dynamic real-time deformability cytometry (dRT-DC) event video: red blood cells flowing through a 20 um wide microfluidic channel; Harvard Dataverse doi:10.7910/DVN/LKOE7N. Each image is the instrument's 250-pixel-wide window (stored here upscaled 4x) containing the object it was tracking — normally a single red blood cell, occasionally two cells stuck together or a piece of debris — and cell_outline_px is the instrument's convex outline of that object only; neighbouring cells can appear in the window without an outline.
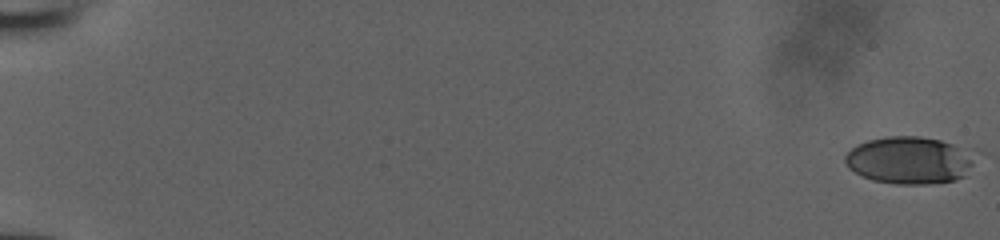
{"species": "human", "species_latin": "Homo sapiens", "temperature_condition": "room temperature", "stored_images_in_passage": 53, "camera_frame_rate_fps": 3000, "um_per_image_px": 0.085, "donor": {"sex": "male"}, "frame": {"image": 1, "passage_image": 1, "time_ms": 0.0, "image_size_px": [1000, 240], "cell_outline_px": [[972, 164], [964, 176], [956, 180], [928, 184], [896, 184], [872, 180], [848, 168], [844, 160], [844, 156], [856, 144], [868, 140], [884, 136], [920, 136], [940, 140], [952, 144]], "centroid_in_image_um": [77.13, 13.63], "position_along_channel_um": 7.9, "area_um2": 34.8}}
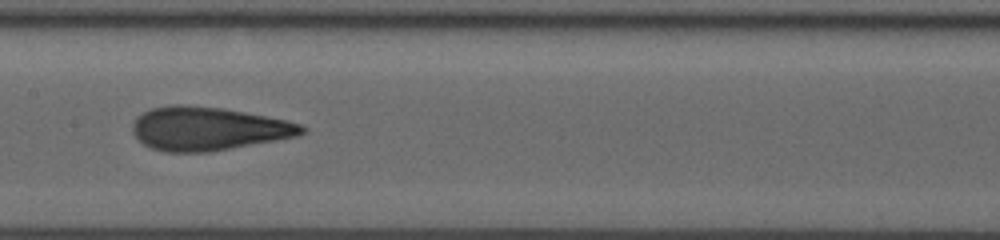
{"frame": {"image": 2, "passage_image": 30, "time_ms": 9.667, "image_size_px": [1000, 240], "cell_outline_px": [[308, 128], [304, 132], [296, 136], [276, 140], [208, 152], [164, 152], [152, 148], [144, 144], [132, 132], [132, 124], [136, 116], [152, 108], [168, 104], [184, 104], [224, 108], [288, 120], [304, 124]], "centroid_in_image_um": [17.69, 10.92], "position_along_channel_um": 189.7, "area_um2": 43.12}}
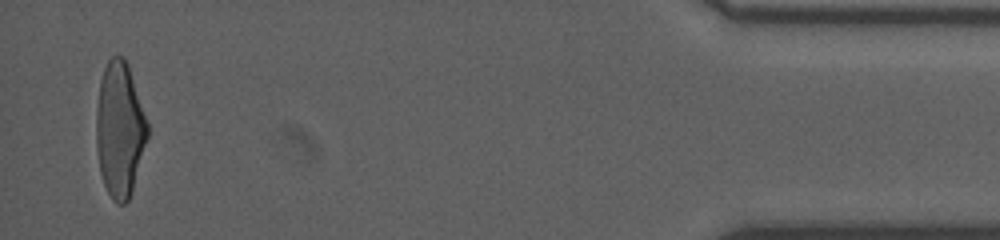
{"frame": {"image": 3, "passage_image": 52, "time_ms": 17.0, "image_size_px": [1000, 240], "cell_outline_px": [[148, 136], [132, 192], [128, 200], [124, 204], [116, 204], [112, 200], [104, 184], [100, 172], [96, 144], [96, 108], [100, 80], [104, 68], [108, 60], [112, 56], [124, 56], [128, 64], [148, 124]], "centroid_in_image_um": [10.17, 11.02], "position_along_channel_um": 425.0, "area_um2": 40.34}}